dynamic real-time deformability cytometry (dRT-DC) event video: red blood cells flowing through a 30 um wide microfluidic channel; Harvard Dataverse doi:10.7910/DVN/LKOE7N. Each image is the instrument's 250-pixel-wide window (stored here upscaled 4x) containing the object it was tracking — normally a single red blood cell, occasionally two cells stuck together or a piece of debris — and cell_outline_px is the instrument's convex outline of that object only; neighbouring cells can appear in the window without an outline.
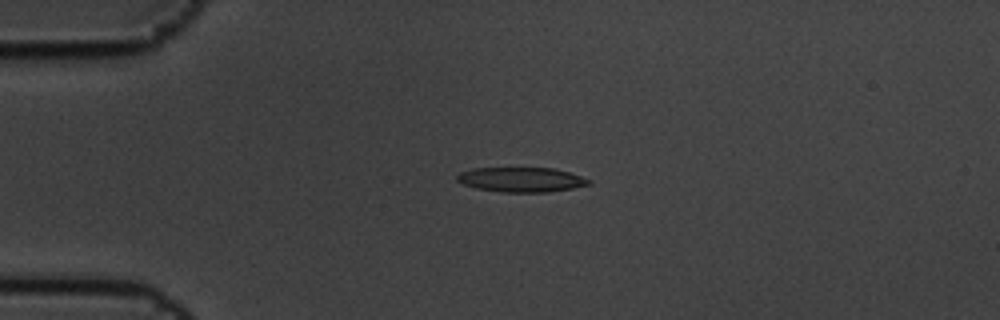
{"species": "common noctule bat (a hibernating species)", "species_latin": "Nyctalus noctula", "temperature_condition": "cold", "stored_images_in_passage": 4, "camera_frame_rate_fps": 3000, "um_per_image_px": 0.085, "animal": {"sex": "male", "body_mass_g": 19.5, "forearm_length_mm": 54.6}, "frame": {"image": 1, "passage_image": 3, "time_ms": 0.667, "image_size_px": [1000, 320], "cell_outline_px": [[592, 184], [572, 188], [548, 192], [500, 192], [476, 188], [464, 184], [456, 180], [456, 176], [460, 172], [472, 168], [552, 168], [568, 172], [592, 180]], "centroid_in_image_um": [44.3, 15.27], "position_along_channel_um": 40.7, "area_um2": 18.96}}